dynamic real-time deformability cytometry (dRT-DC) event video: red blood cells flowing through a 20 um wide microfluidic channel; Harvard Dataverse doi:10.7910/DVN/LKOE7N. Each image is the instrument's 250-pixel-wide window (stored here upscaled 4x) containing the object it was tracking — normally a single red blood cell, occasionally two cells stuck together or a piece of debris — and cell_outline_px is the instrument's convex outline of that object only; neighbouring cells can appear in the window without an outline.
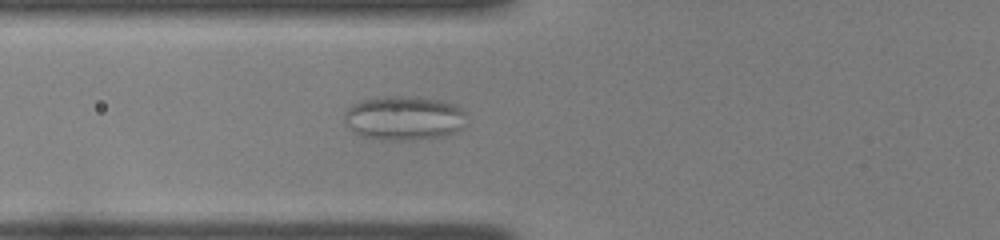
{"species": "common noctule bat (a hibernating species)", "species_latin": "Nyctalus noctula", "temperature_condition": "room temperature", "stored_images_in_passage": 49, "camera_frame_rate_fps": 3000, "um_per_image_px": 0.085, "animal": {"sex": "female", "body_mass_g": 22.0, "forearm_length_mm": 56.7}, "frame": {"image": 1, "passage_image": 18, "time_ms": 5.667, "image_size_px": [1000, 240], "cell_outline_px": [[464, 112], [460, 128], [444, 136], [412, 140], [384, 140], [360, 136], [344, 124], [344, 112], [352, 104], [364, 100], [384, 96], [416, 96], [444, 100], [456, 104], [464, 108]], "centroid_in_image_um": [34.3, 10.02], "position_along_channel_um": 91.5, "area_um2": 31.67}}
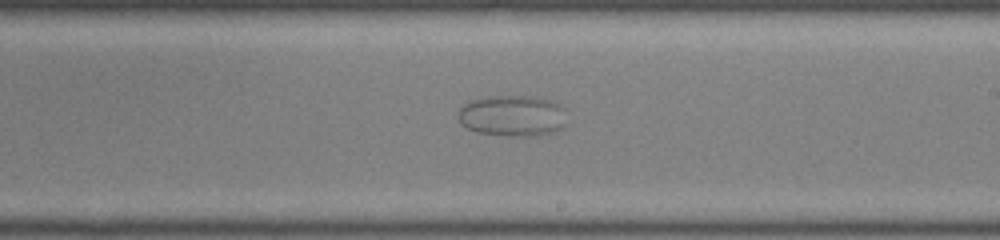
{"frame": {"image": 2, "passage_image": 30, "time_ms": 9.667, "image_size_px": [1000, 240], "cell_outline_px": [[564, 124], [556, 132], [536, 136], [504, 136], [476, 132], [460, 124], [456, 116], [460, 108], [464, 104], [472, 100], [488, 96], [532, 96], [548, 100], [560, 104], [564, 108]], "centroid_in_image_um": [43.52, 9.85], "position_along_channel_um": 245.5, "area_um2": 26.3}}
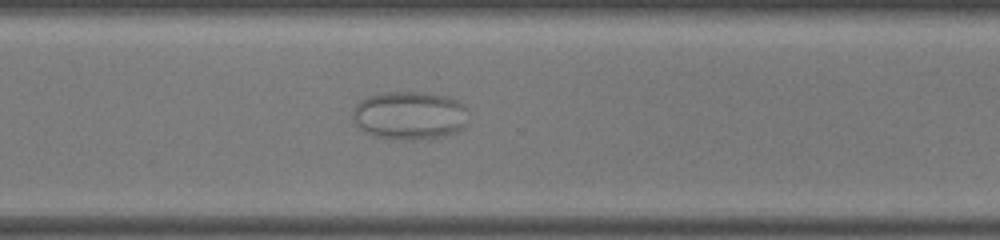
{"frame": {"image": 3, "passage_image": 37, "time_ms": 12.0, "image_size_px": [1000, 240], "cell_outline_px": [[468, 124], [464, 128], [456, 132], [444, 136], [412, 140], [376, 136], [360, 128], [356, 124], [352, 116], [352, 112], [356, 104], [360, 100], [368, 96], [384, 92], [424, 92], [448, 96], [464, 104]], "centroid_in_image_um": [34.84, 9.8], "position_along_channel_um": 335.8, "area_um2": 32.6}}